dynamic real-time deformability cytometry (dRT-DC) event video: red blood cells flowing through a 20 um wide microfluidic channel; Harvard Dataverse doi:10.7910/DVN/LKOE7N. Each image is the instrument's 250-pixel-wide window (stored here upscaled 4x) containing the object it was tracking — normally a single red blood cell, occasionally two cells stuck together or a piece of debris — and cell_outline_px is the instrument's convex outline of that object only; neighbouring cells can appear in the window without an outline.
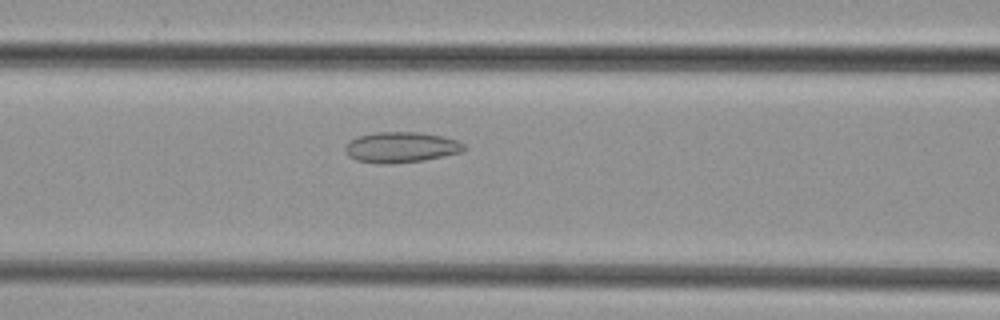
{"species": "common noctule bat (a hibernating species)", "species_latin": "Nyctalus noctula", "temperature_condition": "cold", "stored_images_in_passage": 49, "camera_frame_rate_fps": 3000, "um_per_image_px": 0.085, "animal": {"sex": "female", "body_mass_g": 29.2, "forearm_length_mm": 56.3}, "frame": {"image": 1, "passage_image": 21, "time_ms": 6.667, "image_size_px": [1000, 320], "cell_outline_px": [[468, 148], [464, 152], [424, 160], [392, 164], [380, 164], [356, 160], [348, 156], [344, 152], [344, 148], [356, 136], [376, 132], [420, 132], [444, 136], [456, 140], [464, 144]], "centroid_in_image_um": [34.12, 12.52], "position_along_channel_um": 132.5, "area_um2": 21.5}}
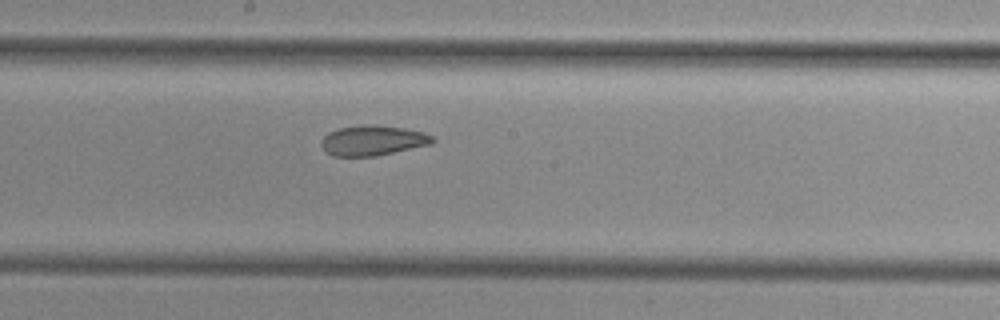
{"frame": {"image": 2, "passage_image": 27, "time_ms": 8.667, "image_size_px": [1000, 320], "cell_outline_px": [[436, 140], [432, 144], [376, 156], [332, 156], [320, 144], [320, 140], [328, 132], [340, 128], [360, 124], [372, 124], [404, 128], [424, 132], [432, 136]], "centroid_in_image_um": [31.69, 11.93], "position_along_channel_um": 216.5, "area_um2": 19.65}}
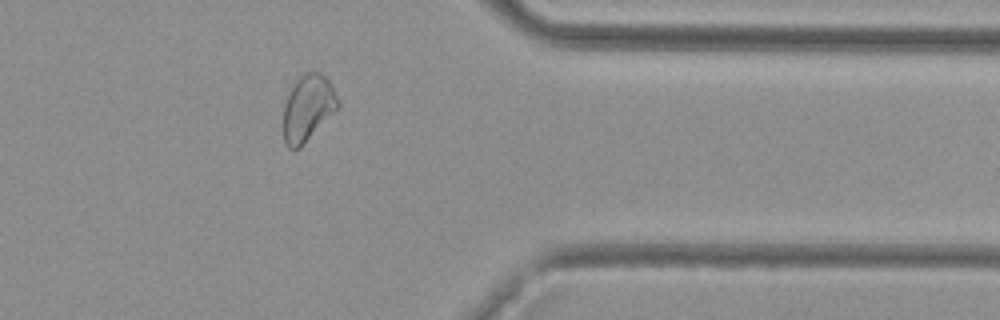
{"frame": {"image": 3, "passage_image": 40, "time_ms": 13.0, "image_size_px": [1000, 320], "cell_outline_px": [[340, 108], [300, 148], [288, 148], [284, 140], [284, 104], [288, 92], [296, 80], [300, 76], [308, 72], [320, 72], [328, 80], [340, 104]], "centroid_in_image_um": [26.18, 9.19], "position_along_channel_um": 385.2, "area_um2": 21.04}}